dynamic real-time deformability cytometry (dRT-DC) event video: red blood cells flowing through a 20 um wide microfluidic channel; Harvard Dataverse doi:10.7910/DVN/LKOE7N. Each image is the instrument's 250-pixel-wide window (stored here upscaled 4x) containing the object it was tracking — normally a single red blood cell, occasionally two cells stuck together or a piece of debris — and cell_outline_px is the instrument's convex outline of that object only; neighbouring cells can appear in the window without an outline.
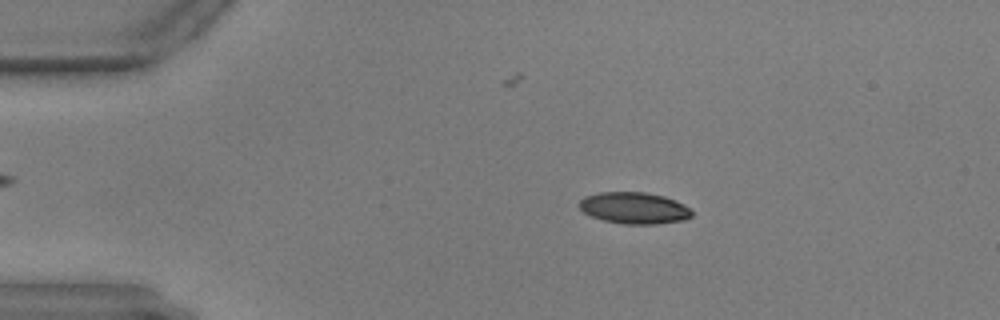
{"species": "common noctule bat (a hibernating species)", "species_latin": "Nyctalus noctula", "temperature_condition": "warm", "stored_images_in_passage": 15, "camera_frame_rate_fps": 3000, "um_per_image_px": 0.085, "animal": {"sex": "male", "body_mass_g": 17.9, "forearm_length_mm": 54.2}, "frame": {"image": 1, "passage_image": 11, "time_ms": 3.333, "image_size_px": [1000, 320], "cell_outline_px": [[692, 216], [684, 220], [656, 224], [624, 224], [604, 220], [592, 216], [584, 212], [580, 208], [580, 200], [584, 196], [600, 192], [648, 192], [664, 196], [676, 200], [692, 208]], "centroid_in_image_um": [53.95, 17.67], "position_along_channel_um": 31.1, "area_um2": 20.81}}